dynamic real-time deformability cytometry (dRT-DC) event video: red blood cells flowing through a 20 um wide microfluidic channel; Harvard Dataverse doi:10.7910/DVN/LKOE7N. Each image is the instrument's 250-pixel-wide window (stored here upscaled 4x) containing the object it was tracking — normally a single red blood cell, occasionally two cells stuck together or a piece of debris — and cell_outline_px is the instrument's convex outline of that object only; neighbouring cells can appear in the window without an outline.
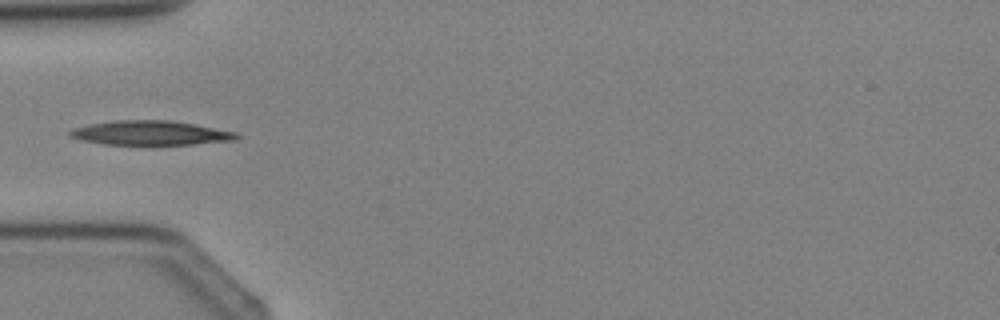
{"species": "Egyptian fruit bat (a non-hibernating species)", "species_latin": "Rousettus aegyptiacus", "temperature_condition": "cold", "stored_images_in_passage": 3, "camera_frame_rate_fps": 3000, "um_per_image_px": 0.085, "animal": {"sex": "female"}, "frame": {"image": 1, "passage_image": 3, "time_ms": 2.333, "image_size_px": [1000, 320], "cell_outline_px": [[240, 136], [236, 140], [192, 144], [104, 144], [84, 140], [68, 136], [68, 132], [72, 128], [88, 124], [112, 120], [168, 120], [192, 124], [236, 132]], "centroid_in_image_um": [12.75, 11.29], "position_along_channel_um": 72.3, "area_um2": 23.41}}